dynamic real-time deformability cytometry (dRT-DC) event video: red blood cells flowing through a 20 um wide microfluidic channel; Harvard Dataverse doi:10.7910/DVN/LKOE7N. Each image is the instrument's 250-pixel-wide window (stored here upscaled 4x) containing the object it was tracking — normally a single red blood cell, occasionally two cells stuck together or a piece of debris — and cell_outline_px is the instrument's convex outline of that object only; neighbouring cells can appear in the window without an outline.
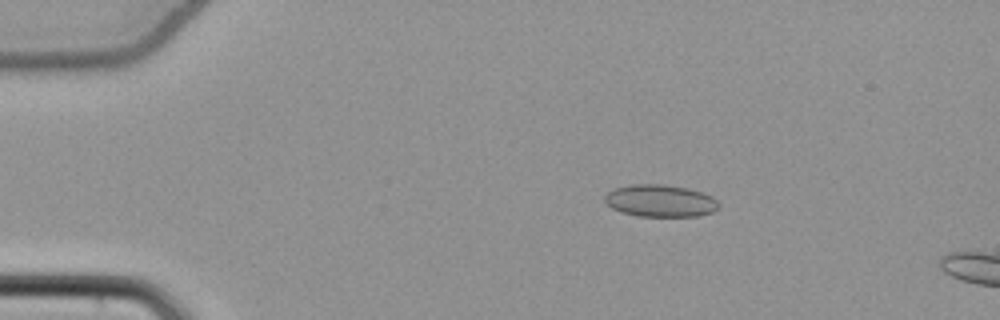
{"species": "common noctule bat (a hibernating species)", "species_latin": "Nyctalus noctula", "temperature_condition": "cold", "stored_images_in_passage": 14, "camera_frame_rate_fps": 3000, "um_per_image_px": 0.085, "animal": {"sex": "female", "body_mass_g": 22.7, "forearm_length_mm": 54.2}, "frame": {"image": 1, "passage_image": 10, "time_ms": 3.0, "image_size_px": [1000, 320], "cell_outline_px": [[720, 208], [712, 212], [696, 216], [640, 216], [624, 212], [612, 208], [604, 200], [604, 196], [612, 188], [632, 184], [664, 184], [688, 188], [704, 192], [712, 196], [720, 204]], "centroid_in_image_um": [56.15, 17.05], "position_along_channel_um": 28.8, "area_um2": 21.5}}